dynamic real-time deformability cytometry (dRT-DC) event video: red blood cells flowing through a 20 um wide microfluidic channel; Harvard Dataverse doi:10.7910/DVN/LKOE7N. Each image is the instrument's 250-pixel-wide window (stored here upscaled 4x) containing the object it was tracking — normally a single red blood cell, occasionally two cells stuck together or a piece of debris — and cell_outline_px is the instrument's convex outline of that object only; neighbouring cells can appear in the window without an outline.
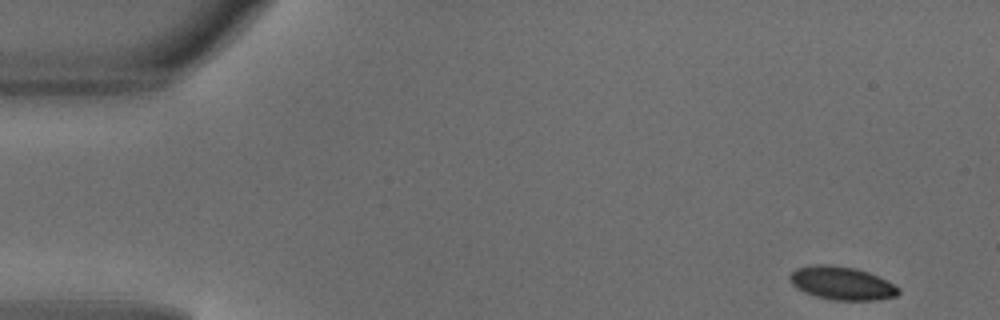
{"species": "common noctule bat (a hibernating species)", "species_latin": "Nyctalus noctula", "temperature_condition": "warm", "stored_images_in_passage": 46, "camera_frame_rate_fps": 3000, "um_per_image_px": 0.085, "animal": {"sex": "male", "body_mass_g": 18.8}, "frame": {"image": 1, "passage_image": 1, "time_ms": 0.0, "image_size_px": [1000, 320], "cell_outline_px": [[900, 292], [896, 296], [872, 300], [832, 300], [816, 296], [804, 292], [796, 288], [788, 280], [788, 276], [796, 268], [812, 264], [828, 264], [856, 268], [868, 272], [900, 288]], "centroid_in_image_um": [71.49, 24.06], "position_along_channel_um": 13.5, "area_um2": 21.04}}
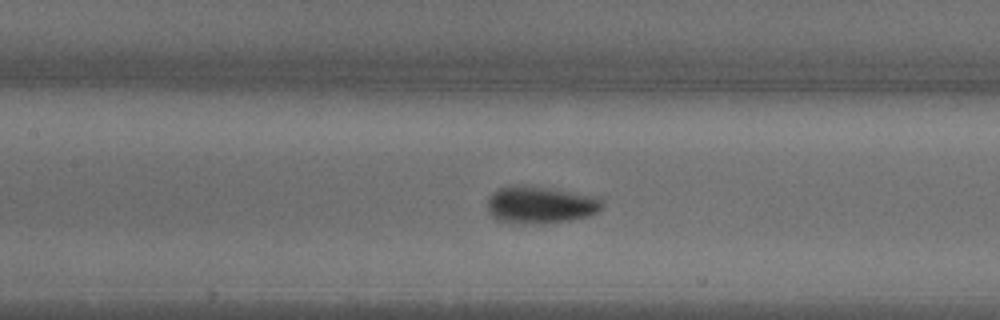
{"frame": {"image": 2, "passage_image": 20, "time_ms": 6.333, "image_size_px": [1000, 320], "cell_outline_px": [[604, 204], [592, 216], [572, 220], [544, 224], [524, 224], [496, 220], [488, 212], [488, 200], [492, 192], [500, 188], [516, 184], [548, 188], [600, 196]], "centroid_in_image_um": [45.96, 17.42], "position_along_channel_um": 161.4, "area_um2": 25.32}}
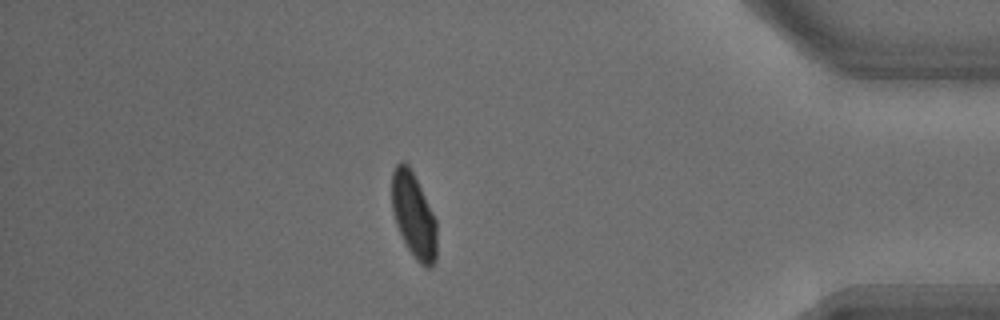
{"frame": {"image": 3, "passage_image": 40, "time_ms": 13.0, "image_size_px": [1000, 320], "cell_outline_px": [[436, 260], [428, 268], [424, 268], [416, 260], [408, 248], [396, 224], [392, 208], [392, 172], [396, 164], [400, 160], [404, 160], [408, 164], [436, 220]], "centroid_in_image_um": [35.15, 18.31], "position_along_channel_um": 400.0, "area_um2": 21.96}, "authors_computed_cell_mechanics": {"area_um2": 22.5998, "velocity_mm_per_s": 4.136, "shape_relaxation_time_tau1_ms": 2.3467, "shape_relaxation_time_tau2_ms": null, "deformation_change_tau1": 0.1421, "deformation_change_tau2": null}}